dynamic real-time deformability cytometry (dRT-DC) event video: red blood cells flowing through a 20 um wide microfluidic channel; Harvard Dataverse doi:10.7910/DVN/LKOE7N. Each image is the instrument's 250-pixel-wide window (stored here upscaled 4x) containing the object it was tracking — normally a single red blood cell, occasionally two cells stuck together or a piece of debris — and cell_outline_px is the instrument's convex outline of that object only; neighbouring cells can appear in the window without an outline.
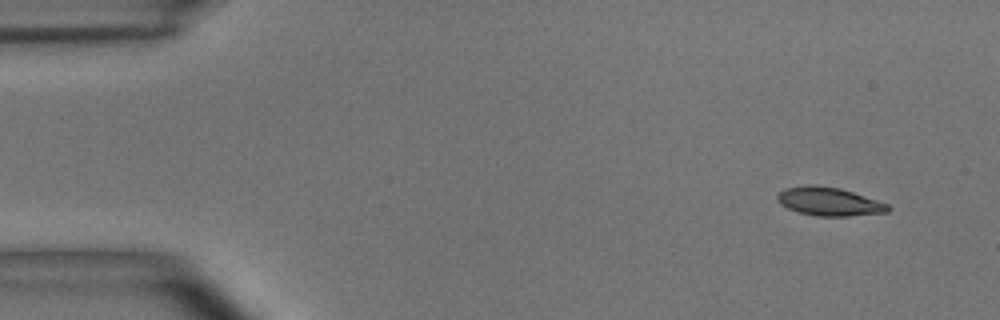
{"species": "common noctule bat (a hibernating species)", "species_latin": "Nyctalus noctula", "temperature_condition": "room temperature", "stored_images_in_passage": 4, "camera_frame_rate_fps": 3000, "um_per_image_px": 0.085, "animal": {"sex": "male", "body_mass_g": 15.6}, "frame": {"image": 1, "passage_image": 1, "time_ms": 0.0, "image_size_px": [1000, 320], "cell_outline_px": [[892, 208], [888, 212], [848, 216], [816, 216], [800, 212], [788, 208], [780, 204], [776, 200], [776, 196], [784, 188], [808, 184], [812, 184], [840, 188], [888, 204]], "centroid_in_image_um": [70.45, 17.12], "position_along_channel_um": 14.6, "area_um2": 18.32}}
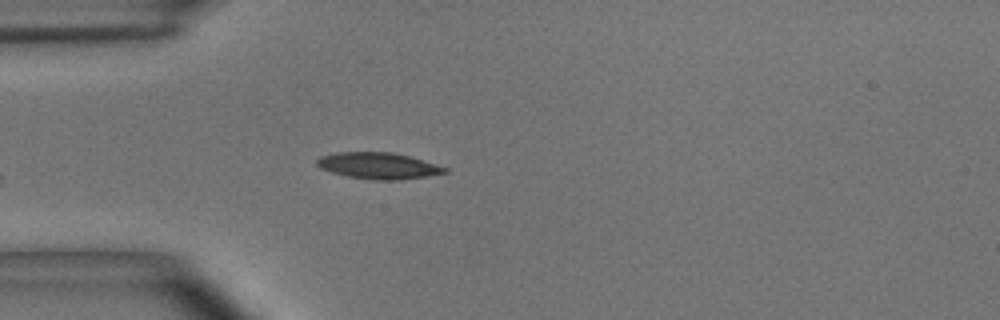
{"frame": {"image": 2, "passage_image": 4, "time_ms": 1.0, "image_size_px": [1000, 320], "cell_outline_px": [[448, 172], [428, 176], [400, 180], [376, 180], [348, 176], [332, 172], [320, 168], [316, 164], [316, 160], [320, 156], [336, 152], [392, 152], [408, 156], [448, 168]], "centroid_in_image_um": [32.14, 14.08], "position_along_channel_um": 52.9, "area_um2": 19.54}}